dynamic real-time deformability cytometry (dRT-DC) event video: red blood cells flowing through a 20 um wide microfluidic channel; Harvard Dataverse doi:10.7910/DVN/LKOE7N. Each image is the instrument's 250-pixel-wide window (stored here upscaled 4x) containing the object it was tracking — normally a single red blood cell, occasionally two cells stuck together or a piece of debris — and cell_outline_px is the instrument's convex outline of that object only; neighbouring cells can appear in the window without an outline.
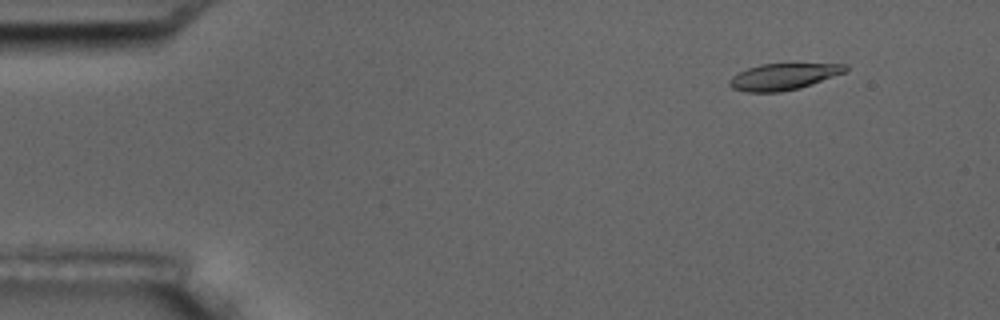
{"species": "common noctule bat (a hibernating species)", "species_latin": "Nyctalus noctula", "temperature_condition": "room temperature", "stored_images_in_passage": 5, "camera_frame_rate_fps": 3000, "um_per_image_px": 0.085, "animal": {"sex": "male", "body_mass_g": 17.5, "forearm_length_mm": 52.3}, "frame": {"image": 1, "passage_image": 1, "time_ms": 0.0, "image_size_px": [1000, 320], "cell_outline_px": [[848, 72], [800, 88], [780, 92], [748, 92], [732, 88], [728, 84], [728, 80], [732, 76], [748, 68], [760, 64], [848, 64]], "centroid_in_image_um": [66.62, 6.52], "position_along_channel_um": 18.4, "area_um2": 17.92}}